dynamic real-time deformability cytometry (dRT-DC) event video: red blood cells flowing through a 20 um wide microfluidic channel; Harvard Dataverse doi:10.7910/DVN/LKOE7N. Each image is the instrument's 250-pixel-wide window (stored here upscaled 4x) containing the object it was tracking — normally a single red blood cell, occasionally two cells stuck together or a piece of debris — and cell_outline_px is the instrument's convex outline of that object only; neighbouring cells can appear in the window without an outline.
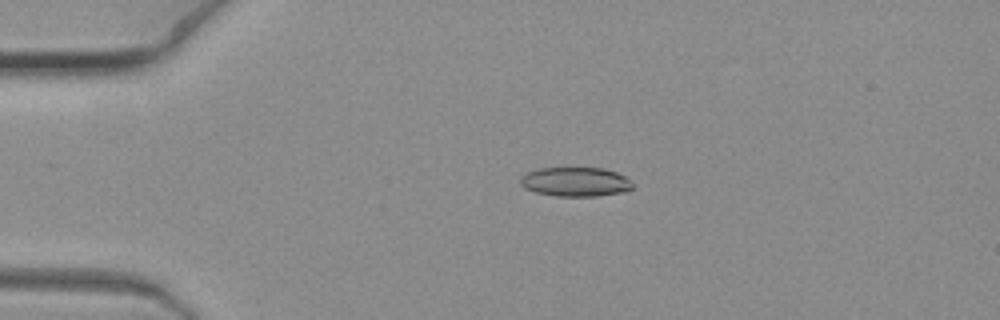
{"species": "common noctule bat (a hibernating species)", "species_latin": "Nyctalus noctula", "temperature_condition": "warm", "stored_images_in_passage": 7, "camera_frame_rate_fps": 3000, "um_per_image_px": 0.085, "animal": {"sex": "female", "body_mass_g": 19.3, "forearm_length_mm": 54.1}, "frame": {"image": 1, "passage_image": 4, "time_ms": 1.0, "image_size_px": [1000, 320], "cell_outline_px": [[632, 188], [620, 192], [596, 196], [556, 196], [536, 192], [524, 188], [520, 184], [520, 180], [528, 172], [540, 168], [604, 168], [616, 172], [624, 176], [632, 184]], "centroid_in_image_um": [48.89, 15.45], "position_along_channel_um": 36.1, "area_um2": 18.84}}
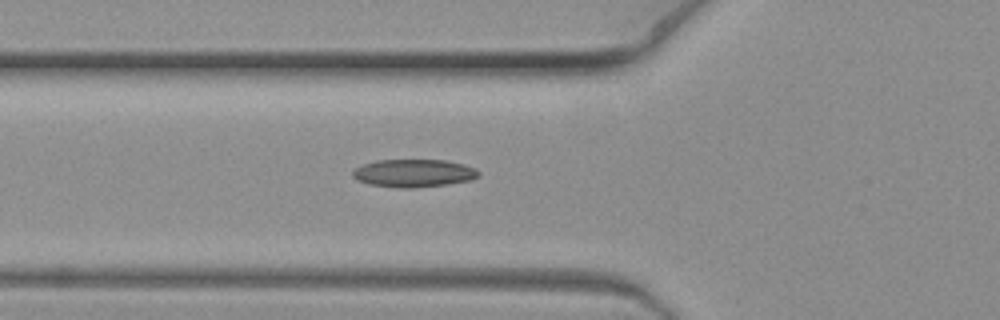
{"frame": {"image": 2, "passage_image": 7, "time_ms": 2.0, "image_size_px": [1000, 320], "cell_outline_px": [[480, 176], [472, 180], [448, 184], [412, 188], [400, 188], [368, 184], [352, 176], [352, 172], [356, 168], [364, 164], [376, 160], [444, 160], [464, 164], [476, 168], [480, 172]], "centroid_in_image_um": [35.22, 14.72], "position_along_channel_um": 90.6, "area_um2": 20.46}}